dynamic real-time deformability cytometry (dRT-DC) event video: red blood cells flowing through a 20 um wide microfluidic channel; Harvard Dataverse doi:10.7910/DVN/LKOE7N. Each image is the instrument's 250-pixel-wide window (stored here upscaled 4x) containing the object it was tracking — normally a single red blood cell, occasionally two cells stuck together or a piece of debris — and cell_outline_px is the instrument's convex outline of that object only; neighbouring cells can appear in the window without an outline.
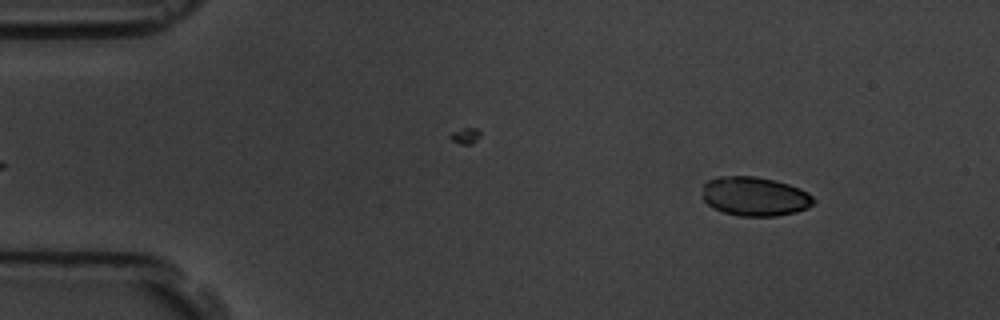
{"species": "common noctule bat (a hibernating species)", "species_latin": "Nyctalus noctula", "temperature_condition": "room temperature", "stored_images_in_passage": 50, "camera_frame_rate_fps": 3000, "um_per_image_px": 0.085, "animal": {"sex": "male", "body_mass_g": 19.5, "forearm_length_mm": 54.6}, "frame": {"image": 1, "passage_image": 6, "time_ms": 1.667, "image_size_px": [1000, 320], "cell_outline_px": [[816, 200], [808, 208], [796, 212], [776, 216], [740, 216], [724, 212], [712, 208], [704, 200], [704, 184], [708, 180], [720, 176], [756, 176], [776, 180], [800, 188], [808, 192]], "centroid_in_image_um": [64.19, 16.69], "position_along_channel_um": 20.8, "area_um2": 25.43}}
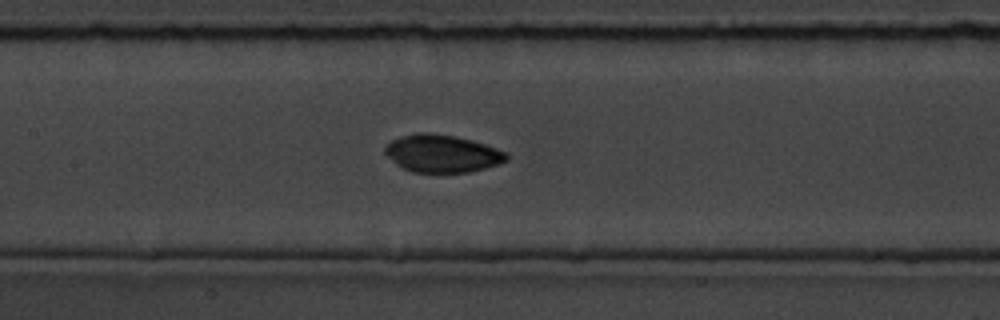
{"frame": {"image": 2, "passage_image": 26, "time_ms": 8.333, "image_size_px": [1000, 320], "cell_outline_px": [[508, 160], [500, 164], [468, 172], [412, 172], [396, 164], [384, 152], [384, 148], [392, 140], [416, 132], [428, 132], [456, 136], [472, 140], [508, 152]], "centroid_in_image_um": [37.61, 13.04], "position_along_channel_um": 169.8, "area_um2": 26.53}}
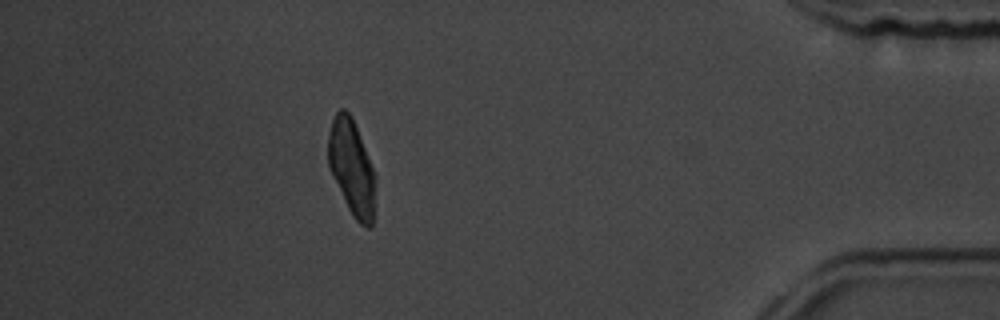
{"frame": {"image": 3, "passage_image": 50, "time_ms": 16.333, "image_size_px": [1000, 320], "cell_outline_px": [[376, 176], [372, 224], [368, 228], [360, 224], [352, 216], [328, 168], [328, 132], [332, 120], [336, 112], [340, 108], [344, 108], [352, 116]], "centroid_in_image_um": [29.88, 14.23], "position_along_channel_um": 405.3, "area_um2": 26.3}}